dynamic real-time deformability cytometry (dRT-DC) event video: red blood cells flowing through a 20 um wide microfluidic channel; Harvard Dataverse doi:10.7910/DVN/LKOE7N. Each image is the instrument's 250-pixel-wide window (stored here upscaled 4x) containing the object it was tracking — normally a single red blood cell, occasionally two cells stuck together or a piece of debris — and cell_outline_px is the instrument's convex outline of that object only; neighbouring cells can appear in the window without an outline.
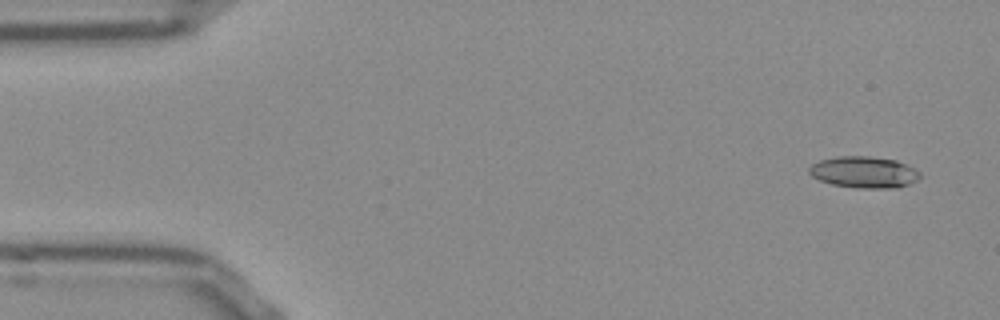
{"species": "Egyptian fruit bat (a non-hibernating species)", "species_latin": "Rousettus aegyptiacus", "temperature_condition": "room temperature", "stored_images_in_passage": 46, "camera_frame_rate_fps": 3000, "um_per_image_px": 0.085, "frame": {"image": 1, "passage_image": 1, "time_ms": 0.0, "image_size_px": [1000, 320], "cell_outline_px": [[920, 176], [916, 180], [908, 184], [896, 188], [856, 188], [832, 184], [820, 180], [812, 176], [808, 172], [808, 168], [812, 164], [820, 160], [836, 156], [868, 156], [896, 160], [920, 172]], "centroid_in_image_um": [73.4, 14.63], "position_along_channel_um": 11.6, "area_um2": 20.23}}
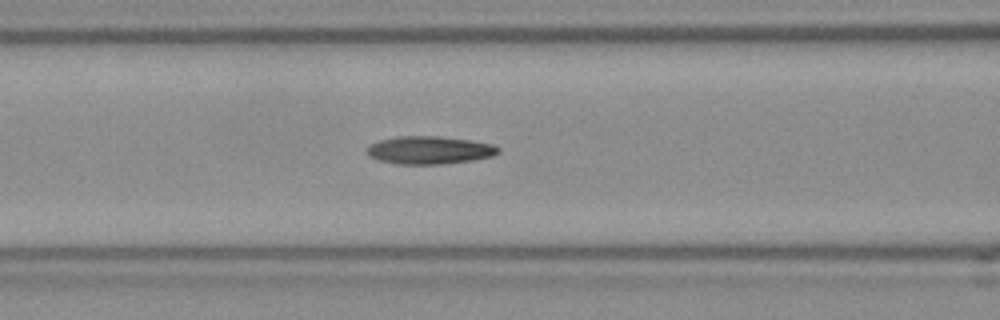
{"frame": {"image": 2, "passage_image": 19, "time_ms": 6.0, "image_size_px": [1000, 320], "cell_outline_px": [[500, 152], [492, 156], [472, 160], [444, 164], [396, 164], [376, 160], [368, 156], [368, 144], [380, 140], [396, 136], [436, 136], [468, 140], [492, 144], [500, 148]], "centroid_in_image_um": [36.47, 12.77], "position_along_channel_um": 130.1, "area_um2": 21.39}}
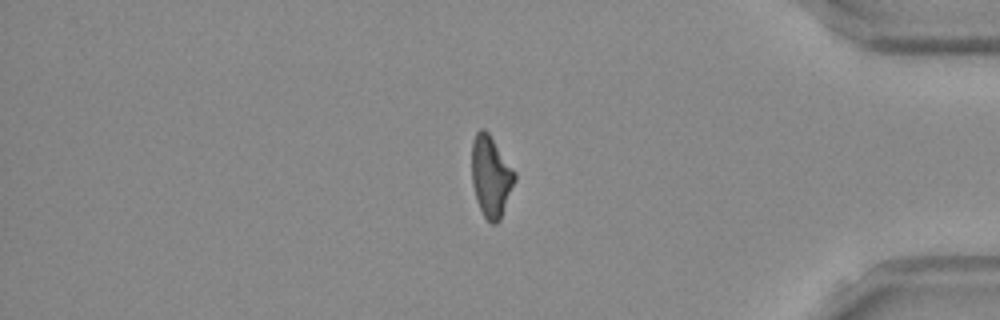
{"frame": {"image": 3, "passage_image": 42, "time_ms": 13.667, "image_size_px": [1000, 320], "cell_outline_px": [[516, 180], [500, 220], [496, 224], [492, 224], [484, 216], [476, 200], [472, 184], [472, 140], [476, 132], [480, 128], [484, 128], [488, 132], [516, 172]], "centroid_in_image_um": [41.73, 14.98], "position_along_channel_um": 393.5, "area_um2": 20.4}, "authors_computed_cell_mechanics": {"area_um2": 20.519, "velocity_mm_per_s": 3.8402, "shape_relaxation_time_tau1_ms": 8.1966, "shape_relaxation_time_tau2_ms": 3.8755, "deformation_change_tau1": 0.2186, "deformation_change_tau2": 0.1352}}